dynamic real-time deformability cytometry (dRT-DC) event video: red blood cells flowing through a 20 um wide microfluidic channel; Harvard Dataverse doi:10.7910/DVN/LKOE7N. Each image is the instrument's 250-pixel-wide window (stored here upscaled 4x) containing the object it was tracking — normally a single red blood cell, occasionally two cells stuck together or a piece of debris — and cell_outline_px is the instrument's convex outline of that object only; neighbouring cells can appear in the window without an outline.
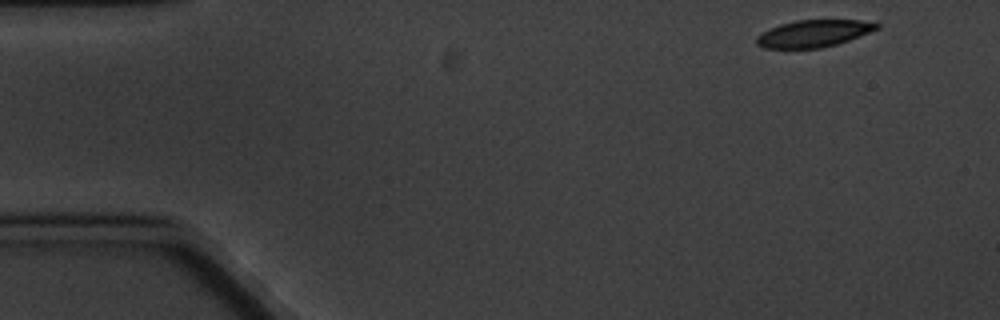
{"species": "common noctule bat (a hibernating species)", "species_latin": "Nyctalus noctula", "temperature_condition": "cold", "stored_images_in_passage": 6, "camera_frame_rate_fps": 3000, "um_per_image_px": 0.085, "animal": {"sex": "male", "body_mass_g": 20.1, "forearm_length_mm": 53.5}, "frame": {"image": 1, "passage_image": 1, "time_ms": 0.0, "image_size_px": [1000, 320], "cell_outline_px": [[880, 28], [848, 40], [836, 44], [820, 48], [764, 48], [756, 44], [756, 36], [760, 32], [780, 24], [796, 20], [876, 20], [880, 24]], "centroid_in_image_um": [69.18, 2.83], "position_along_channel_um": 15.8, "area_um2": 19.13}}
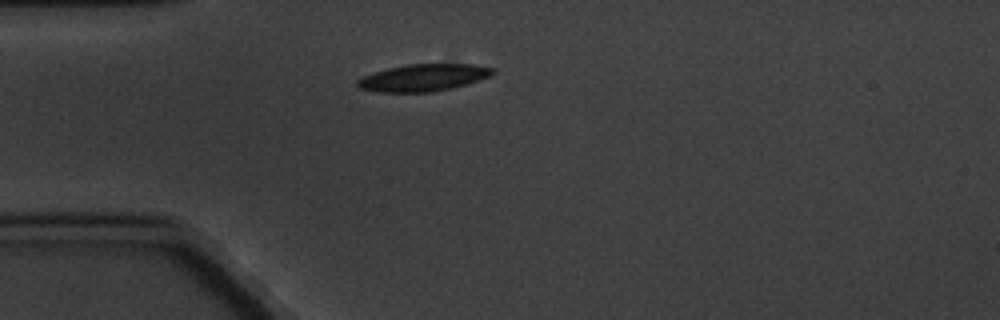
{"frame": {"image": 2, "passage_image": 4, "time_ms": 3.667, "image_size_px": [1000, 320], "cell_outline_px": [[496, 72], [492, 76], [468, 84], [452, 88], [432, 92], [380, 92], [360, 88], [356, 84], [356, 80], [364, 76], [388, 68], [408, 64], [472, 64], [496, 68]], "centroid_in_image_um": [36.06, 6.6], "position_along_channel_um": 48.9, "area_um2": 21.44}}